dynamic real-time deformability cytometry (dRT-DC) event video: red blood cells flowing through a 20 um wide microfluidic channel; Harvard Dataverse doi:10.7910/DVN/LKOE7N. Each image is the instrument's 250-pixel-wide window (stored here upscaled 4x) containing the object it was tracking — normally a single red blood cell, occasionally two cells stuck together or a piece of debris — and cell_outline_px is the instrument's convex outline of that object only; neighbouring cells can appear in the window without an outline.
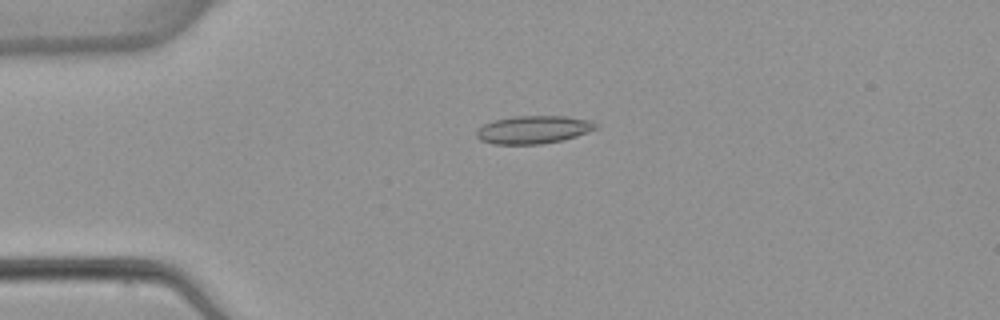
{"species": "common noctule bat (a hibernating species)", "species_latin": "Nyctalus noctula", "temperature_condition": "warm", "stored_images_in_passage": 7, "camera_frame_rate_fps": 3000, "um_per_image_px": 0.085, "animal": {"sex": "female", "body_mass_g": 22.7, "forearm_length_mm": 54.2}, "frame": {"image": 1, "passage_image": 4, "time_ms": 3.667, "image_size_px": [1000, 320], "cell_outline_px": [[600, 128], [564, 140], [540, 144], [492, 144], [480, 140], [476, 136], [476, 128], [484, 124], [496, 120], [512, 116], [568, 116], [592, 120], [600, 124]], "centroid_in_image_um": [45.39, 11.01], "position_along_channel_um": 39.6, "area_um2": 19.77}}
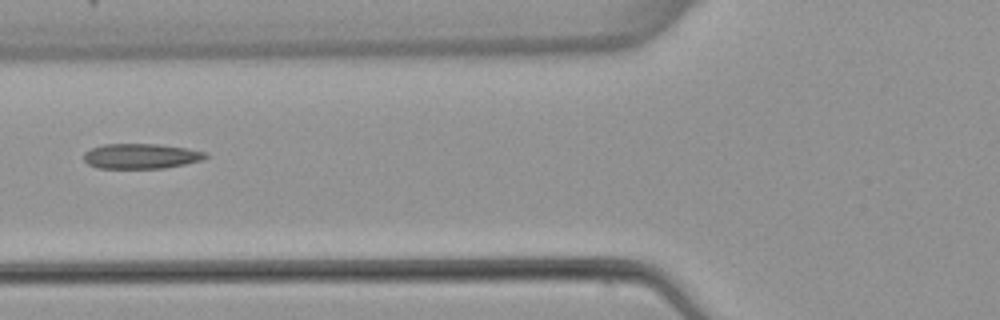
{"frame": {"image": 2, "passage_image": 6, "time_ms": 6.333, "image_size_px": [1000, 320], "cell_outline_px": [[208, 156], [204, 160], [164, 168], [96, 168], [88, 164], [84, 160], [84, 152], [92, 148], [104, 144], [160, 144], [208, 152]], "centroid_in_image_um": [12.0, 13.27], "position_along_channel_um": 113.8, "area_um2": 17.86}}
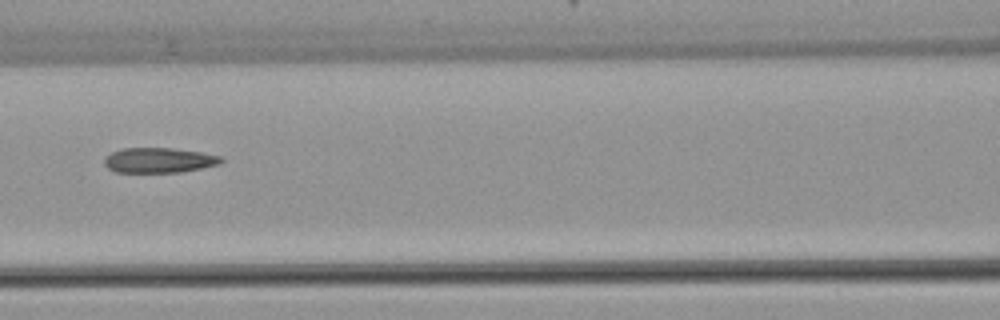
{"frame": {"image": 3, "passage_image": 7, "time_ms": 7.333, "image_size_px": [1000, 320], "cell_outline_px": [[224, 160], [220, 164], [180, 172], [116, 172], [108, 168], [104, 164], [104, 156], [120, 148], [172, 148], [200, 152], [220, 156]], "centroid_in_image_um": [13.48, 13.61], "position_along_channel_um": 153.1, "area_um2": 17.05}}